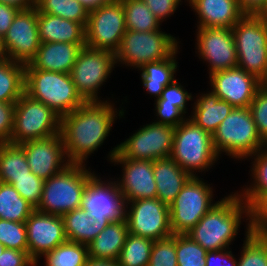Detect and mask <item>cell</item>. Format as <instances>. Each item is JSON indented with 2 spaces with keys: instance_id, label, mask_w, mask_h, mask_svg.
<instances>
[{
  "instance_id": "7402d4cb",
  "label": "cell",
  "mask_w": 267,
  "mask_h": 266,
  "mask_svg": "<svg viewBox=\"0 0 267 266\" xmlns=\"http://www.w3.org/2000/svg\"><path fill=\"white\" fill-rule=\"evenodd\" d=\"M198 17L197 28L232 29L244 16L237 0H186Z\"/></svg>"
},
{
  "instance_id": "484cf974",
  "label": "cell",
  "mask_w": 267,
  "mask_h": 266,
  "mask_svg": "<svg viewBox=\"0 0 267 266\" xmlns=\"http://www.w3.org/2000/svg\"><path fill=\"white\" fill-rule=\"evenodd\" d=\"M37 22L40 43H86L85 28L80 23L39 12Z\"/></svg>"
},
{
  "instance_id": "603a6c76",
  "label": "cell",
  "mask_w": 267,
  "mask_h": 266,
  "mask_svg": "<svg viewBox=\"0 0 267 266\" xmlns=\"http://www.w3.org/2000/svg\"><path fill=\"white\" fill-rule=\"evenodd\" d=\"M86 43H40L35 58L25 69H40L70 74L80 50Z\"/></svg>"
},
{
  "instance_id": "bcb514c9",
  "label": "cell",
  "mask_w": 267,
  "mask_h": 266,
  "mask_svg": "<svg viewBox=\"0 0 267 266\" xmlns=\"http://www.w3.org/2000/svg\"><path fill=\"white\" fill-rule=\"evenodd\" d=\"M250 227L254 233H267V195L250 208Z\"/></svg>"
},
{
  "instance_id": "d6986e66",
  "label": "cell",
  "mask_w": 267,
  "mask_h": 266,
  "mask_svg": "<svg viewBox=\"0 0 267 266\" xmlns=\"http://www.w3.org/2000/svg\"><path fill=\"white\" fill-rule=\"evenodd\" d=\"M19 145L24 149L31 172L43 180L60 173L70 164L61 133Z\"/></svg>"
},
{
  "instance_id": "680465c9",
  "label": "cell",
  "mask_w": 267,
  "mask_h": 266,
  "mask_svg": "<svg viewBox=\"0 0 267 266\" xmlns=\"http://www.w3.org/2000/svg\"><path fill=\"white\" fill-rule=\"evenodd\" d=\"M260 82H261V87L267 89V71L265 76L260 80Z\"/></svg>"
},
{
  "instance_id": "11a10c76",
  "label": "cell",
  "mask_w": 267,
  "mask_h": 266,
  "mask_svg": "<svg viewBox=\"0 0 267 266\" xmlns=\"http://www.w3.org/2000/svg\"><path fill=\"white\" fill-rule=\"evenodd\" d=\"M85 266H118V262L111 260H95L88 258Z\"/></svg>"
},
{
  "instance_id": "83f0119b",
  "label": "cell",
  "mask_w": 267,
  "mask_h": 266,
  "mask_svg": "<svg viewBox=\"0 0 267 266\" xmlns=\"http://www.w3.org/2000/svg\"><path fill=\"white\" fill-rule=\"evenodd\" d=\"M178 52L179 49L170 58L146 63L137 70L140 71L142 86L147 94L156 97L155 100L159 99L165 87L176 79Z\"/></svg>"
},
{
  "instance_id": "6f0895ef",
  "label": "cell",
  "mask_w": 267,
  "mask_h": 266,
  "mask_svg": "<svg viewBox=\"0 0 267 266\" xmlns=\"http://www.w3.org/2000/svg\"><path fill=\"white\" fill-rule=\"evenodd\" d=\"M6 58V52L3 45V38L0 36V61Z\"/></svg>"
},
{
  "instance_id": "5b68a950",
  "label": "cell",
  "mask_w": 267,
  "mask_h": 266,
  "mask_svg": "<svg viewBox=\"0 0 267 266\" xmlns=\"http://www.w3.org/2000/svg\"><path fill=\"white\" fill-rule=\"evenodd\" d=\"M24 86L28 96L50 107L60 118L86 102L67 73L25 69Z\"/></svg>"
},
{
  "instance_id": "ee69618b",
  "label": "cell",
  "mask_w": 267,
  "mask_h": 266,
  "mask_svg": "<svg viewBox=\"0 0 267 266\" xmlns=\"http://www.w3.org/2000/svg\"><path fill=\"white\" fill-rule=\"evenodd\" d=\"M188 101H193L192 93H189L187 89H185V86L175 79L172 83L165 87L160 98L155 100V103L175 105L185 114L187 113L188 117V108H186Z\"/></svg>"
},
{
  "instance_id": "3957f363",
  "label": "cell",
  "mask_w": 267,
  "mask_h": 266,
  "mask_svg": "<svg viewBox=\"0 0 267 266\" xmlns=\"http://www.w3.org/2000/svg\"><path fill=\"white\" fill-rule=\"evenodd\" d=\"M87 164L70 163L60 173L44 180L42 198L36 210L63 216L81 208L89 180L96 174Z\"/></svg>"
},
{
  "instance_id": "9f6ffc18",
  "label": "cell",
  "mask_w": 267,
  "mask_h": 266,
  "mask_svg": "<svg viewBox=\"0 0 267 266\" xmlns=\"http://www.w3.org/2000/svg\"><path fill=\"white\" fill-rule=\"evenodd\" d=\"M89 11L93 10L109 0H78Z\"/></svg>"
},
{
  "instance_id": "f546056e",
  "label": "cell",
  "mask_w": 267,
  "mask_h": 266,
  "mask_svg": "<svg viewBox=\"0 0 267 266\" xmlns=\"http://www.w3.org/2000/svg\"><path fill=\"white\" fill-rule=\"evenodd\" d=\"M246 160H251L250 176L253 180L251 179L250 184L236 192L251 208L261 197L267 195V147L257 151Z\"/></svg>"
},
{
  "instance_id": "9a60e30c",
  "label": "cell",
  "mask_w": 267,
  "mask_h": 266,
  "mask_svg": "<svg viewBox=\"0 0 267 266\" xmlns=\"http://www.w3.org/2000/svg\"><path fill=\"white\" fill-rule=\"evenodd\" d=\"M97 173L85 188L81 208L99 223H110L125 218L126 202L115 178L101 179ZM111 179V180H110Z\"/></svg>"
},
{
  "instance_id": "7dc6e473",
  "label": "cell",
  "mask_w": 267,
  "mask_h": 266,
  "mask_svg": "<svg viewBox=\"0 0 267 266\" xmlns=\"http://www.w3.org/2000/svg\"><path fill=\"white\" fill-rule=\"evenodd\" d=\"M156 18L162 22L168 20L182 5V0H143ZM186 3V0L184 1Z\"/></svg>"
},
{
  "instance_id": "8d00e7d4",
  "label": "cell",
  "mask_w": 267,
  "mask_h": 266,
  "mask_svg": "<svg viewBox=\"0 0 267 266\" xmlns=\"http://www.w3.org/2000/svg\"><path fill=\"white\" fill-rule=\"evenodd\" d=\"M154 241L128 233L117 260L118 266H148Z\"/></svg>"
},
{
  "instance_id": "d590c367",
  "label": "cell",
  "mask_w": 267,
  "mask_h": 266,
  "mask_svg": "<svg viewBox=\"0 0 267 266\" xmlns=\"http://www.w3.org/2000/svg\"><path fill=\"white\" fill-rule=\"evenodd\" d=\"M42 257L45 266H85L88 246L67 240Z\"/></svg>"
},
{
  "instance_id": "e575fe53",
  "label": "cell",
  "mask_w": 267,
  "mask_h": 266,
  "mask_svg": "<svg viewBox=\"0 0 267 266\" xmlns=\"http://www.w3.org/2000/svg\"><path fill=\"white\" fill-rule=\"evenodd\" d=\"M35 7L39 13L60 16L86 27L89 10L78 0H36Z\"/></svg>"
},
{
  "instance_id": "2e32d148",
  "label": "cell",
  "mask_w": 267,
  "mask_h": 266,
  "mask_svg": "<svg viewBox=\"0 0 267 266\" xmlns=\"http://www.w3.org/2000/svg\"><path fill=\"white\" fill-rule=\"evenodd\" d=\"M107 158L111 164H120L123 168L122 176L115 180L125 202L157 197L153 161L124 158L118 152V144L110 150Z\"/></svg>"
},
{
  "instance_id": "ba28073f",
  "label": "cell",
  "mask_w": 267,
  "mask_h": 266,
  "mask_svg": "<svg viewBox=\"0 0 267 266\" xmlns=\"http://www.w3.org/2000/svg\"><path fill=\"white\" fill-rule=\"evenodd\" d=\"M237 67L261 80L267 71V20L264 15H244L232 28Z\"/></svg>"
},
{
  "instance_id": "94428289",
  "label": "cell",
  "mask_w": 267,
  "mask_h": 266,
  "mask_svg": "<svg viewBox=\"0 0 267 266\" xmlns=\"http://www.w3.org/2000/svg\"><path fill=\"white\" fill-rule=\"evenodd\" d=\"M4 249H5V246L0 243V255L2 254Z\"/></svg>"
},
{
  "instance_id": "6da1fadb",
  "label": "cell",
  "mask_w": 267,
  "mask_h": 266,
  "mask_svg": "<svg viewBox=\"0 0 267 266\" xmlns=\"http://www.w3.org/2000/svg\"><path fill=\"white\" fill-rule=\"evenodd\" d=\"M114 101L85 102L61 118L60 133L70 163L84 164L99 149L112 131L118 117L125 118L123 109Z\"/></svg>"
},
{
  "instance_id": "d4e9b609",
  "label": "cell",
  "mask_w": 267,
  "mask_h": 266,
  "mask_svg": "<svg viewBox=\"0 0 267 266\" xmlns=\"http://www.w3.org/2000/svg\"><path fill=\"white\" fill-rule=\"evenodd\" d=\"M153 175L157 198L167 205L175 200L181 189L192 178L170 157L153 161Z\"/></svg>"
},
{
  "instance_id": "44dd1931",
  "label": "cell",
  "mask_w": 267,
  "mask_h": 266,
  "mask_svg": "<svg viewBox=\"0 0 267 266\" xmlns=\"http://www.w3.org/2000/svg\"><path fill=\"white\" fill-rule=\"evenodd\" d=\"M208 78L210 89L233 107L248 108L261 87L255 75L239 67L214 72Z\"/></svg>"
},
{
  "instance_id": "b9f144b4",
  "label": "cell",
  "mask_w": 267,
  "mask_h": 266,
  "mask_svg": "<svg viewBox=\"0 0 267 266\" xmlns=\"http://www.w3.org/2000/svg\"><path fill=\"white\" fill-rule=\"evenodd\" d=\"M10 185H13L21 197L27 200L35 209L38 207L42 198L43 179L30 172L29 176L12 179Z\"/></svg>"
},
{
  "instance_id": "7c38bea8",
  "label": "cell",
  "mask_w": 267,
  "mask_h": 266,
  "mask_svg": "<svg viewBox=\"0 0 267 266\" xmlns=\"http://www.w3.org/2000/svg\"><path fill=\"white\" fill-rule=\"evenodd\" d=\"M126 30L122 2L109 0L89 11L85 27L86 46L116 53Z\"/></svg>"
},
{
  "instance_id": "277c9868",
  "label": "cell",
  "mask_w": 267,
  "mask_h": 266,
  "mask_svg": "<svg viewBox=\"0 0 267 266\" xmlns=\"http://www.w3.org/2000/svg\"><path fill=\"white\" fill-rule=\"evenodd\" d=\"M215 152L245 161L249 156L267 147L258 135L250 108L234 107L212 135Z\"/></svg>"
},
{
  "instance_id": "f907efd6",
  "label": "cell",
  "mask_w": 267,
  "mask_h": 266,
  "mask_svg": "<svg viewBox=\"0 0 267 266\" xmlns=\"http://www.w3.org/2000/svg\"><path fill=\"white\" fill-rule=\"evenodd\" d=\"M230 248L207 251L206 266H237L238 260Z\"/></svg>"
},
{
  "instance_id": "c3c4849f",
  "label": "cell",
  "mask_w": 267,
  "mask_h": 266,
  "mask_svg": "<svg viewBox=\"0 0 267 266\" xmlns=\"http://www.w3.org/2000/svg\"><path fill=\"white\" fill-rule=\"evenodd\" d=\"M15 103L0 101V143L11 141Z\"/></svg>"
},
{
  "instance_id": "74e56055",
  "label": "cell",
  "mask_w": 267,
  "mask_h": 266,
  "mask_svg": "<svg viewBox=\"0 0 267 266\" xmlns=\"http://www.w3.org/2000/svg\"><path fill=\"white\" fill-rule=\"evenodd\" d=\"M245 240H243L237 266H267V243L251 231L250 225H245Z\"/></svg>"
},
{
  "instance_id": "db71d44e",
  "label": "cell",
  "mask_w": 267,
  "mask_h": 266,
  "mask_svg": "<svg viewBox=\"0 0 267 266\" xmlns=\"http://www.w3.org/2000/svg\"><path fill=\"white\" fill-rule=\"evenodd\" d=\"M0 2L15 6L20 10H24L34 7L36 0H0Z\"/></svg>"
},
{
  "instance_id": "9c48e42d",
  "label": "cell",
  "mask_w": 267,
  "mask_h": 266,
  "mask_svg": "<svg viewBox=\"0 0 267 266\" xmlns=\"http://www.w3.org/2000/svg\"><path fill=\"white\" fill-rule=\"evenodd\" d=\"M212 188L200 177H192L185 184L169 205L173 234H187L219 202H215Z\"/></svg>"
},
{
  "instance_id": "ac0fdd59",
  "label": "cell",
  "mask_w": 267,
  "mask_h": 266,
  "mask_svg": "<svg viewBox=\"0 0 267 266\" xmlns=\"http://www.w3.org/2000/svg\"><path fill=\"white\" fill-rule=\"evenodd\" d=\"M36 7L19 10L3 37L6 58L29 64L40 47Z\"/></svg>"
},
{
  "instance_id": "681fc988",
  "label": "cell",
  "mask_w": 267,
  "mask_h": 266,
  "mask_svg": "<svg viewBox=\"0 0 267 266\" xmlns=\"http://www.w3.org/2000/svg\"><path fill=\"white\" fill-rule=\"evenodd\" d=\"M0 266H36L28 251L5 248L0 255Z\"/></svg>"
},
{
  "instance_id": "52a82bcc",
  "label": "cell",
  "mask_w": 267,
  "mask_h": 266,
  "mask_svg": "<svg viewBox=\"0 0 267 266\" xmlns=\"http://www.w3.org/2000/svg\"><path fill=\"white\" fill-rule=\"evenodd\" d=\"M161 30L137 32L126 30L115 53L116 66L141 68L146 63L170 58L180 45L178 39Z\"/></svg>"
},
{
  "instance_id": "f1b7e54d",
  "label": "cell",
  "mask_w": 267,
  "mask_h": 266,
  "mask_svg": "<svg viewBox=\"0 0 267 266\" xmlns=\"http://www.w3.org/2000/svg\"><path fill=\"white\" fill-rule=\"evenodd\" d=\"M62 217L67 240L84 245L90 244L109 224L99 223L93 217H89L87 211L82 208L65 213Z\"/></svg>"
},
{
  "instance_id": "f5cc1de1",
  "label": "cell",
  "mask_w": 267,
  "mask_h": 266,
  "mask_svg": "<svg viewBox=\"0 0 267 266\" xmlns=\"http://www.w3.org/2000/svg\"><path fill=\"white\" fill-rule=\"evenodd\" d=\"M15 6L0 2V36L3 38L11 26L14 17L19 12Z\"/></svg>"
},
{
  "instance_id": "1f68e13d",
  "label": "cell",
  "mask_w": 267,
  "mask_h": 266,
  "mask_svg": "<svg viewBox=\"0 0 267 266\" xmlns=\"http://www.w3.org/2000/svg\"><path fill=\"white\" fill-rule=\"evenodd\" d=\"M30 172L24 149L19 144L0 143V182L10 184L12 179L29 176Z\"/></svg>"
},
{
  "instance_id": "836d02e7",
  "label": "cell",
  "mask_w": 267,
  "mask_h": 266,
  "mask_svg": "<svg viewBox=\"0 0 267 266\" xmlns=\"http://www.w3.org/2000/svg\"><path fill=\"white\" fill-rule=\"evenodd\" d=\"M127 30L148 32L161 30L162 25L143 0H120Z\"/></svg>"
},
{
  "instance_id": "91938a15",
  "label": "cell",
  "mask_w": 267,
  "mask_h": 266,
  "mask_svg": "<svg viewBox=\"0 0 267 266\" xmlns=\"http://www.w3.org/2000/svg\"><path fill=\"white\" fill-rule=\"evenodd\" d=\"M267 243V233H257Z\"/></svg>"
},
{
  "instance_id": "ab89813d",
  "label": "cell",
  "mask_w": 267,
  "mask_h": 266,
  "mask_svg": "<svg viewBox=\"0 0 267 266\" xmlns=\"http://www.w3.org/2000/svg\"><path fill=\"white\" fill-rule=\"evenodd\" d=\"M0 243L7 249L28 251L25 222L0 219Z\"/></svg>"
},
{
  "instance_id": "4fadbf2b",
  "label": "cell",
  "mask_w": 267,
  "mask_h": 266,
  "mask_svg": "<svg viewBox=\"0 0 267 266\" xmlns=\"http://www.w3.org/2000/svg\"><path fill=\"white\" fill-rule=\"evenodd\" d=\"M125 218L130 234L153 241L173 235L169 205L157 197L126 202Z\"/></svg>"
},
{
  "instance_id": "4dcf8cb0",
  "label": "cell",
  "mask_w": 267,
  "mask_h": 266,
  "mask_svg": "<svg viewBox=\"0 0 267 266\" xmlns=\"http://www.w3.org/2000/svg\"><path fill=\"white\" fill-rule=\"evenodd\" d=\"M25 65L9 58L0 61V101L16 103L25 93Z\"/></svg>"
},
{
  "instance_id": "5bb4252c",
  "label": "cell",
  "mask_w": 267,
  "mask_h": 266,
  "mask_svg": "<svg viewBox=\"0 0 267 266\" xmlns=\"http://www.w3.org/2000/svg\"><path fill=\"white\" fill-rule=\"evenodd\" d=\"M142 126L118 144V152L131 160L155 161L169 158L175 127L153 121Z\"/></svg>"
},
{
  "instance_id": "8992f818",
  "label": "cell",
  "mask_w": 267,
  "mask_h": 266,
  "mask_svg": "<svg viewBox=\"0 0 267 266\" xmlns=\"http://www.w3.org/2000/svg\"><path fill=\"white\" fill-rule=\"evenodd\" d=\"M170 158L192 177H200L220 160L212 135L189 118L175 127Z\"/></svg>"
},
{
  "instance_id": "816d5d0a",
  "label": "cell",
  "mask_w": 267,
  "mask_h": 266,
  "mask_svg": "<svg viewBox=\"0 0 267 266\" xmlns=\"http://www.w3.org/2000/svg\"><path fill=\"white\" fill-rule=\"evenodd\" d=\"M244 15H266L267 0H237Z\"/></svg>"
},
{
  "instance_id": "e0dca14e",
  "label": "cell",
  "mask_w": 267,
  "mask_h": 266,
  "mask_svg": "<svg viewBox=\"0 0 267 266\" xmlns=\"http://www.w3.org/2000/svg\"><path fill=\"white\" fill-rule=\"evenodd\" d=\"M195 53L208 66V73L237 67V52L232 29L207 27L196 29Z\"/></svg>"
},
{
  "instance_id": "ffe728a7",
  "label": "cell",
  "mask_w": 267,
  "mask_h": 266,
  "mask_svg": "<svg viewBox=\"0 0 267 266\" xmlns=\"http://www.w3.org/2000/svg\"><path fill=\"white\" fill-rule=\"evenodd\" d=\"M28 254L38 265L41 257L67 241L63 217L34 210L25 221Z\"/></svg>"
},
{
  "instance_id": "8fae6325",
  "label": "cell",
  "mask_w": 267,
  "mask_h": 266,
  "mask_svg": "<svg viewBox=\"0 0 267 266\" xmlns=\"http://www.w3.org/2000/svg\"><path fill=\"white\" fill-rule=\"evenodd\" d=\"M115 66L116 58L113 52L87 46L80 50L70 75L77 92L86 102L109 101L110 98L102 100L98 93L100 87L110 78Z\"/></svg>"
},
{
  "instance_id": "30bf717a",
  "label": "cell",
  "mask_w": 267,
  "mask_h": 266,
  "mask_svg": "<svg viewBox=\"0 0 267 266\" xmlns=\"http://www.w3.org/2000/svg\"><path fill=\"white\" fill-rule=\"evenodd\" d=\"M61 118L44 103L24 93L15 103L11 141L21 144L60 133Z\"/></svg>"
},
{
  "instance_id": "f35d334b",
  "label": "cell",
  "mask_w": 267,
  "mask_h": 266,
  "mask_svg": "<svg viewBox=\"0 0 267 266\" xmlns=\"http://www.w3.org/2000/svg\"><path fill=\"white\" fill-rule=\"evenodd\" d=\"M207 251L186 234H176L178 266H206Z\"/></svg>"
},
{
  "instance_id": "cb8c5ba5",
  "label": "cell",
  "mask_w": 267,
  "mask_h": 266,
  "mask_svg": "<svg viewBox=\"0 0 267 266\" xmlns=\"http://www.w3.org/2000/svg\"><path fill=\"white\" fill-rule=\"evenodd\" d=\"M196 98V100H195ZM191 115L188 118L197 126L211 135L216 131L221 122L230 114L234 107L219 97L210 89L203 93H197Z\"/></svg>"
},
{
  "instance_id": "f6af8a7d",
  "label": "cell",
  "mask_w": 267,
  "mask_h": 266,
  "mask_svg": "<svg viewBox=\"0 0 267 266\" xmlns=\"http://www.w3.org/2000/svg\"><path fill=\"white\" fill-rule=\"evenodd\" d=\"M155 123L166 124L177 127L183 123L188 117L185 113L175 105H169L165 103H154Z\"/></svg>"
},
{
  "instance_id": "60d3db41",
  "label": "cell",
  "mask_w": 267,
  "mask_h": 266,
  "mask_svg": "<svg viewBox=\"0 0 267 266\" xmlns=\"http://www.w3.org/2000/svg\"><path fill=\"white\" fill-rule=\"evenodd\" d=\"M148 266H178L176 256V234L154 241Z\"/></svg>"
},
{
  "instance_id": "d6a6232c",
  "label": "cell",
  "mask_w": 267,
  "mask_h": 266,
  "mask_svg": "<svg viewBox=\"0 0 267 266\" xmlns=\"http://www.w3.org/2000/svg\"><path fill=\"white\" fill-rule=\"evenodd\" d=\"M34 210L13 185L0 182V219L25 222Z\"/></svg>"
},
{
  "instance_id": "4316f807",
  "label": "cell",
  "mask_w": 267,
  "mask_h": 266,
  "mask_svg": "<svg viewBox=\"0 0 267 266\" xmlns=\"http://www.w3.org/2000/svg\"><path fill=\"white\" fill-rule=\"evenodd\" d=\"M129 233L126 218L110 222L88 244V258L95 260L117 261Z\"/></svg>"
},
{
  "instance_id": "7bdbcfd3",
  "label": "cell",
  "mask_w": 267,
  "mask_h": 266,
  "mask_svg": "<svg viewBox=\"0 0 267 266\" xmlns=\"http://www.w3.org/2000/svg\"><path fill=\"white\" fill-rule=\"evenodd\" d=\"M258 135L267 144V89L260 87L249 106Z\"/></svg>"
},
{
  "instance_id": "7a4b0ae2",
  "label": "cell",
  "mask_w": 267,
  "mask_h": 266,
  "mask_svg": "<svg viewBox=\"0 0 267 266\" xmlns=\"http://www.w3.org/2000/svg\"><path fill=\"white\" fill-rule=\"evenodd\" d=\"M219 200L186 234L206 251L231 248L242 221L250 225V207L237 192Z\"/></svg>"
}]
</instances>
